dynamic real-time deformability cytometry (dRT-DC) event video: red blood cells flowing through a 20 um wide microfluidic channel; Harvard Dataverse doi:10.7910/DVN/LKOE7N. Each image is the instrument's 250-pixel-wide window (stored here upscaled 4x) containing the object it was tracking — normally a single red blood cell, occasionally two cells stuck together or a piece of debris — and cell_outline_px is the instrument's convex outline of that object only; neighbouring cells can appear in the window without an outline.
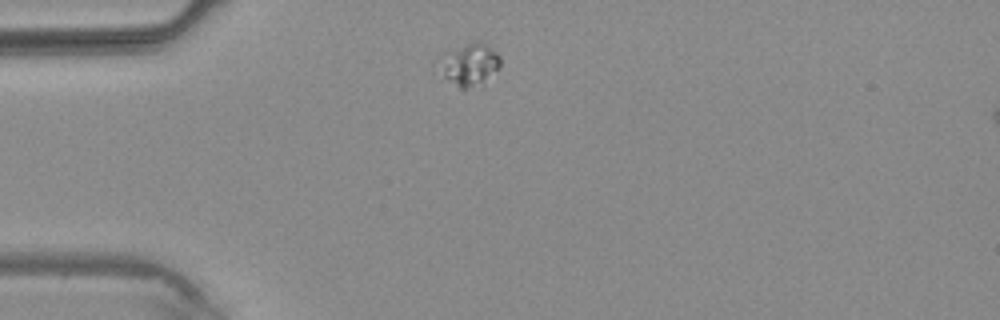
{"species": "common noctule bat (a hibernating species)", "species_latin": "Nyctalus noctula", "temperature_condition": "warm", "stored_images_in_passage": 1, "camera_frame_rate_fps": 3000, "um_per_image_px": 0.085, "animal": {"sex": "male", "body_mass_g": 20.4}, "frame": {"image": 1, "passage_image": 1, "time_ms": 0.0, "image_size_px": [1000, 320], "cell_outline_px": [[500, 64], [496, 68], [480, 80], [464, 88], [460, 88], [432, 72], [432, 60], [440, 52], [476, 40], [480, 40], [488, 44], [500, 56]], "centroid_in_image_um": [39.61, 5.38], "position_along_channel_um": 45.4, "area_um2": 15.78}}